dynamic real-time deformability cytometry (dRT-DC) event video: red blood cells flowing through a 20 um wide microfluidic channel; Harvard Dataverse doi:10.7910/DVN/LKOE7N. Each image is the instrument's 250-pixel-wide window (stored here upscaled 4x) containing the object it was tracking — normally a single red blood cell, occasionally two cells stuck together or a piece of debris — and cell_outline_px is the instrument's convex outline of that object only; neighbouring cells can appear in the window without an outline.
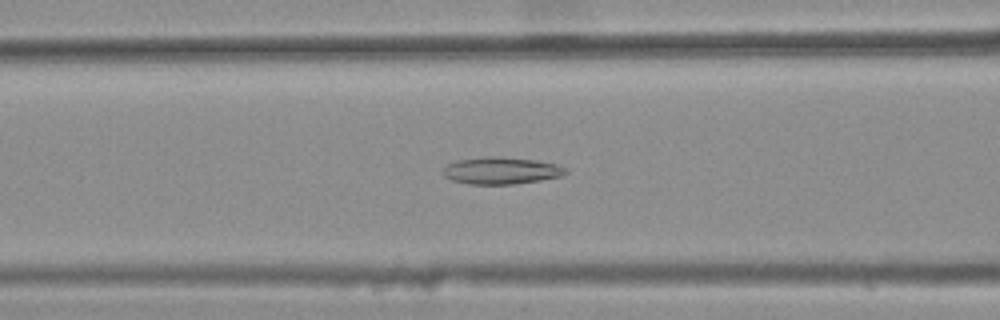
{"species": "common noctule bat (a hibernating species)", "species_latin": "Nyctalus noctula", "temperature_condition": "warm", "stored_images_in_passage": 43, "camera_frame_rate_fps": 3000, "um_per_image_px": 0.085, "animal": {"sex": "female", "body_mass_g": 25.1}, "frame": {"image": 1, "passage_image": 19, "time_ms": 6.0, "image_size_px": [1000, 320], "cell_outline_px": [[568, 172], [560, 176], [540, 180], [512, 184], [468, 184], [452, 180], [444, 176], [444, 168], [448, 164], [460, 160], [484, 156], [496, 156], [536, 160], [556, 164], [568, 168]], "centroid_in_image_um": [42.62, 14.5], "position_along_channel_um": 124.0, "area_um2": 19.19}}
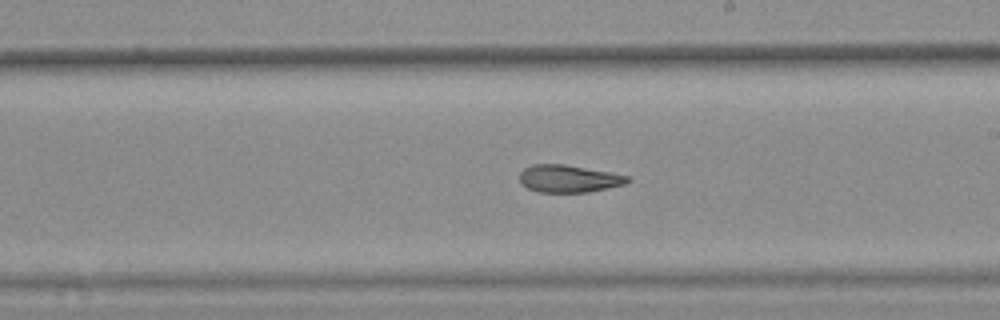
{"frame": {"image": 2, "passage_image": 28, "time_ms": 9.0, "image_size_px": [1000, 320], "cell_outline_px": [[632, 180], [624, 184], [608, 188], [588, 192], [540, 192], [528, 188], [520, 184], [520, 172], [524, 168], [532, 164], [564, 164], [632, 176]], "centroid_in_image_um": [48.36, 15.18], "position_along_channel_um": 240.6, "area_um2": 17.34}}
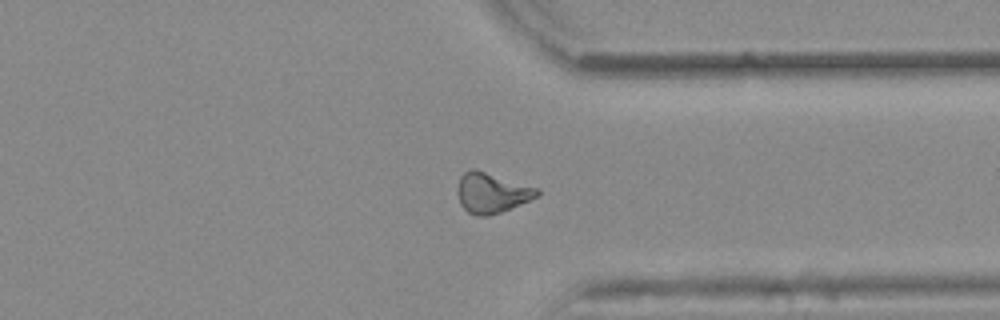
{"frame": {"image": 3, "passage_image": 38, "time_ms": 12.333, "image_size_px": [1000, 320], "cell_outline_px": [[540, 192], [536, 196], [528, 200], [500, 212], [488, 216], [476, 216], [468, 212], [460, 204], [456, 192], [456, 188], [460, 176], [464, 172], [472, 168], [476, 168], [540, 188]], "centroid_in_image_um": [41.75, 16.36], "position_along_channel_um": 369.6, "area_um2": 18.84}, "authors_computed_cell_mechanics": {"area_um2": 18.3226, "velocity_mm_per_s": 3.8968, "shape_relaxation_time_tau1_ms": null, "shape_relaxation_time_tau2_ms": 4.2118, "deformation_change_tau1": null, "deformation_change_tau2": 0.1276}}